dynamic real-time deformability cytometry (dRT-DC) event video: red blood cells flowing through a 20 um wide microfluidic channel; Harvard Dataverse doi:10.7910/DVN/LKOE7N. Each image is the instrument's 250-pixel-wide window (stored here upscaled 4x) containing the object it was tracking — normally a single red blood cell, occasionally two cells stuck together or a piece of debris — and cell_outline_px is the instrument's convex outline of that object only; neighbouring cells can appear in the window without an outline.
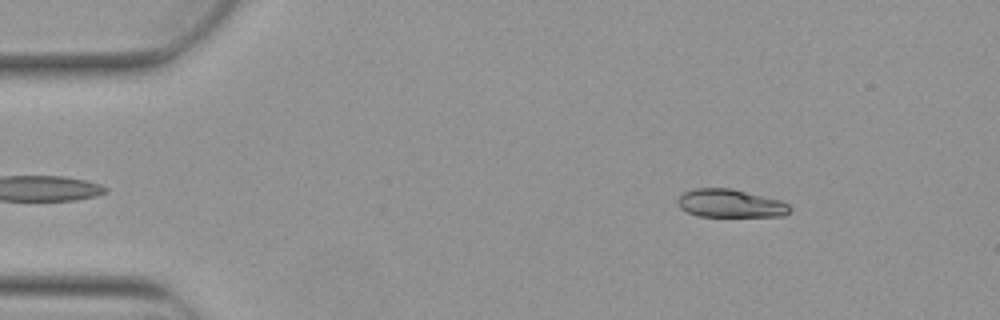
{"species": "Egyptian fruit bat (a non-hibernating species)", "species_latin": "Rousettus aegyptiacus", "temperature_condition": "warm", "stored_images_in_passage": 3, "camera_frame_rate_fps": 3000, "um_per_image_px": 0.085, "animal": {"sex": "female"}, "frame": {"image": 1, "passage_image": 1, "time_ms": 0.0, "image_size_px": [1000, 320], "cell_outline_px": [[792, 208], [784, 216], [700, 216], [688, 212], [680, 208], [676, 204], [676, 200], [684, 192], [696, 188], [732, 188], [780, 200], [788, 204]], "centroid_in_image_um": [62.06, 17.28], "position_along_channel_um": 22.9, "area_um2": 18.38}}